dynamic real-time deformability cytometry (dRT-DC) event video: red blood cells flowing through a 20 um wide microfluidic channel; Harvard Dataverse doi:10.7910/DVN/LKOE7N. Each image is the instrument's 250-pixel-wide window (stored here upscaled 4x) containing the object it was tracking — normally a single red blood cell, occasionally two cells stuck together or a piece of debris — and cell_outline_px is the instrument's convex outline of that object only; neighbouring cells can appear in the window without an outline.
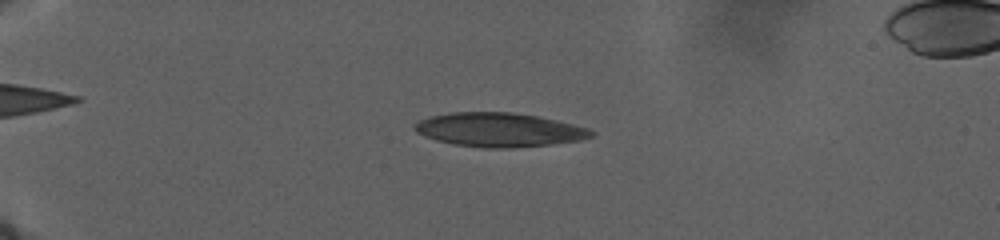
{"species": "human", "species_latin": "Homo sapiens", "temperature_condition": "warm", "stored_images_in_passage": 56, "camera_frame_rate_fps": 3000, "um_per_image_px": 0.085, "donor": {"sex": "male"}, "frame": {"image": 1, "passage_image": 18, "time_ms": 10.333, "image_size_px": [1000, 240], "cell_outline_px": [[596, 132], [592, 136], [580, 140], [552, 144], [512, 148], [480, 148], [452, 144], [436, 140], [424, 136], [416, 132], [412, 128], [412, 124], [428, 116], [448, 112], [512, 112], [536, 116], [556, 120], [588, 128]], "centroid_in_image_um": [42.36, 11.03], "position_along_channel_um": 42.6, "area_um2": 35.26}}
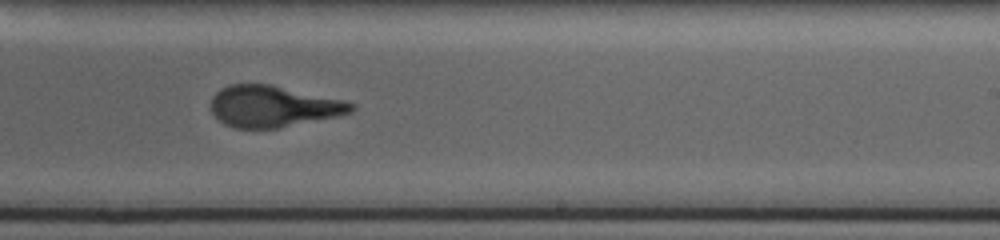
{"frame": {"image": 2, "passage_image": 40, "time_ms": 25.667, "image_size_px": [1000, 240], "cell_outline_px": [[356, 108], [352, 112], [340, 116], [276, 128], [232, 128], [224, 124], [212, 112], [212, 96], [220, 88], [228, 84], [272, 84], [344, 100], [356, 104]], "centroid_in_image_um": [23.25, 9.03], "position_along_channel_um": 265.8, "area_um2": 33.99}}
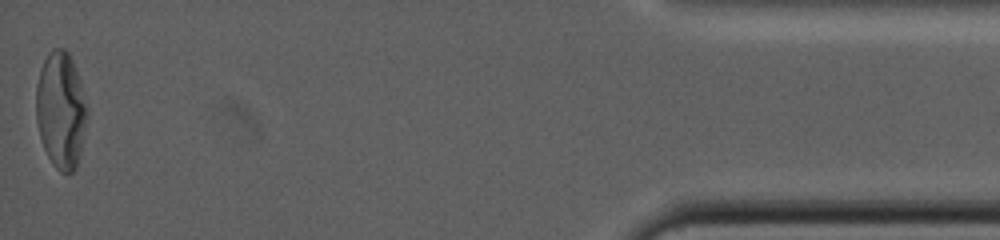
{"frame": {"image": 3, "passage_image": 56, "time_ms": 38.0, "image_size_px": [1000, 240], "cell_outline_px": [[88, 116], [80, 152], [76, 168], [72, 172], [60, 172], [52, 164], [44, 148], [40, 136], [36, 120], [36, 84], [40, 68], [48, 52], [52, 48], [64, 48], [68, 52], [72, 60], [80, 80], [88, 108]], "centroid_in_image_um": [5.17, 9.34], "position_along_channel_um": 430.0, "area_um2": 34.91}}